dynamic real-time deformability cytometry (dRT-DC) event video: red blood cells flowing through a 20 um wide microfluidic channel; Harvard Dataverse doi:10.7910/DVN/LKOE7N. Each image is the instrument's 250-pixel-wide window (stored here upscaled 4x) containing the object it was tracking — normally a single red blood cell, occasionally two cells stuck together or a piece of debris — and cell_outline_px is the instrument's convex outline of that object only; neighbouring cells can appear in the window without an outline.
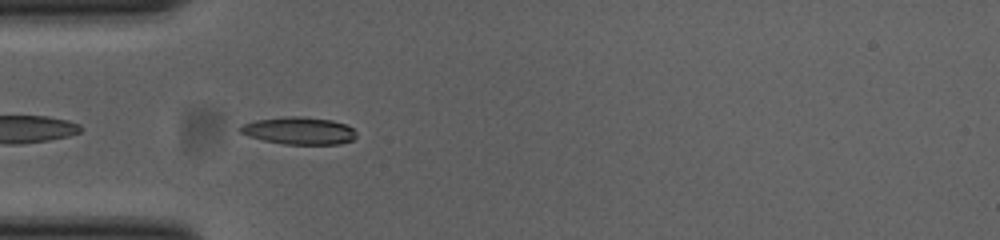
{"species": "common noctule bat (a hibernating species)", "species_latin": "Nyctalus noctula", "temperature_condition": "cold", "stored_images_in_passage": 39, "camera_frame_rate_fps": 3000, "um_per_image_px": 0.085, "animal": {"sex": "female", "body_mass_g": 23.0, "forearm_length_mm": 53.4}, "frame": {"image": 1, "passage_image": 2, "time_ms": 0.333, "image_size_px": [1000, 240], "cell_outline_px": [[356, 136], [352, 140], [340, 144], [284, 144], [264, 140], [248, 136], [240, 132], [236, 128], [240, 124], [256, 120], [284, 116], [304, 116], [332, 120], [344, 124], [352, 128], [356, 132]], "centroid_in_image_um": [25.37, 11.1], "position_along_channel_um": 59.6, "area_um2": 18.67}}
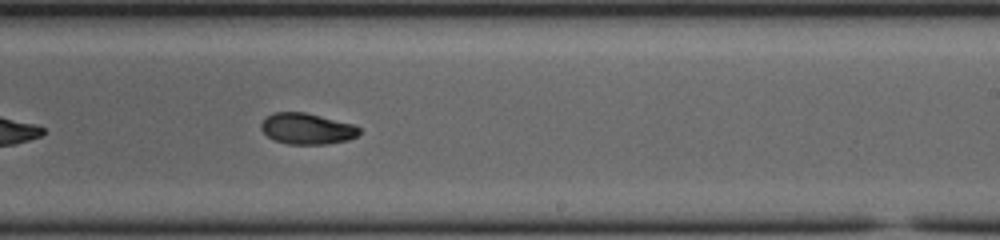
{"frame": {"image": 2, "passage_image": 18, "time_ms": 5.667, "image_size_px": [1000, 240], "cell_outline_px": [[360, 132], [356, 136], [348, 140], [328, 144], [288, 144], [276, 140], [268, 136], [260, 128], [260, 124], [268, 116], [276, 112], [304, 112], [352, 124], [360, 128]], "centroid_in_image_um": [26.1, 10.95], "position_along_channel_um": 262.9, "area_um2": 17.51}}
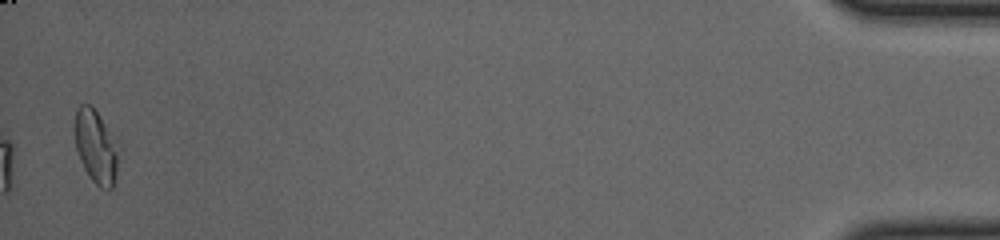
{"frame": {"image": 3, "passage_image": 38, "time_ms": 12.333, "image_size_px": [1000, 240], "cell_outline_px": [[124, 148], [112, 188], [108, 192], [100, 188], [88, 176], [80, 160], [76, 148], [76, 108], [80, 104], [92, 104]], "centroid_in_image_um": [8.26, 12.49], "position_along_channel_um": 426.9, "area_um2": 19.77}, "authors_computed_cell_mechanics": {"area_um2": 17.8602, "velocity_mm_per_s": 3.8686, "shape_relaxation_time_tau1_ms": 2.4758, "shape_relaxation_time_tau2_ms": 4.7793, "deformation_change_tau1": 0.1258, "deformation_change_tau2": 0.0801}}